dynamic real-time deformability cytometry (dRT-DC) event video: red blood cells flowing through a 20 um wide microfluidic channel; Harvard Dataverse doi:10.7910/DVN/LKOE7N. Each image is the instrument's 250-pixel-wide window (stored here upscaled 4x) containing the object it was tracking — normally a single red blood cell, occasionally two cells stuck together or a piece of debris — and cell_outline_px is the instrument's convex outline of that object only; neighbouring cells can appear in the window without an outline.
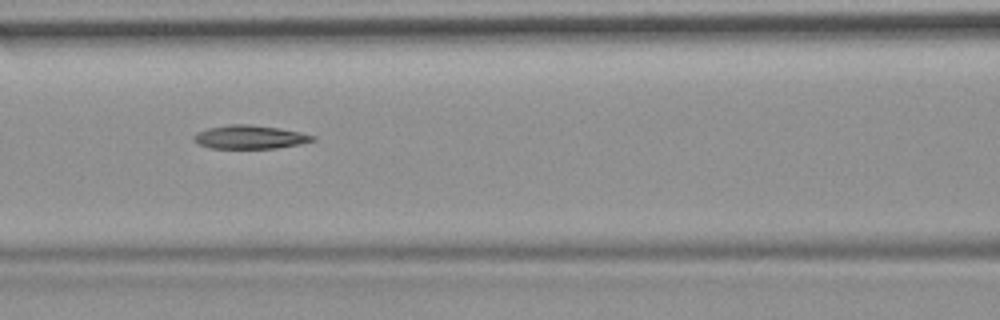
{"species": "common noctule bat (a hibernating species)", "species_latin": "Nyctalus noctula", "temperature_condition": "room temperature", "stored_images_in_passage": 11, "camera_frame_rate_fps": 3000, "um_per_image_px": 0.085, "animal": {"sex": "female", "body_mass_g": 19.9}, "frame": {"image": 1, "passage_image": 7, "time_ms": 7.667, "image_size_px": [1000, 320], "cell_outline_px": [[316, 140], [300, 144], [276, 148], [212, 148], [200, 144], [192, 140], [192, 136], [196, 132], [208, 128], [228, 124], [248, 124], [280, 128], [300, 132], [316, 136]], "centroid_in_image_um": [21.23, 11.64], "position_along_channel_um": 145.4, "area_um2": 16.36}}
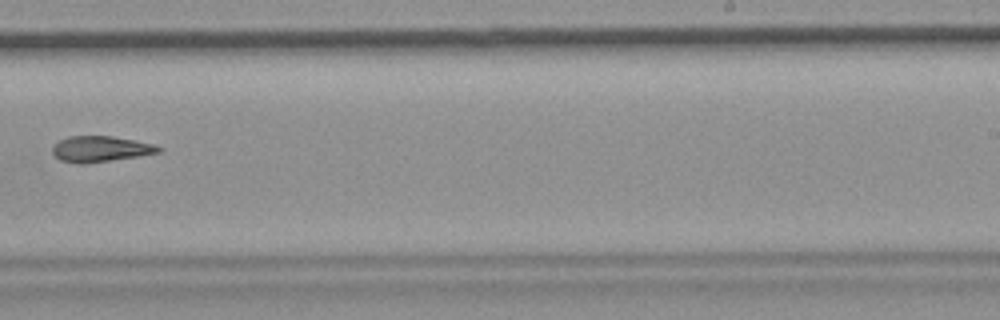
{"frame": {"image": 2, "passage_image": 10, "time_ms": 11.333, "image_size_px": [1000, 320], "cell_outline_px": [[164, 148], [160, 152], [136, 156], [84, 164], [76, 164], [60, 160], [52, 152], [52, 148], [60, 140], [68, 136], [112, 136], [136, 140], [156, 144]], "centroid_in_image_um": [8.56, 12.66], "position_along_channel_um": 280.4, "area_um2": 15.95}}